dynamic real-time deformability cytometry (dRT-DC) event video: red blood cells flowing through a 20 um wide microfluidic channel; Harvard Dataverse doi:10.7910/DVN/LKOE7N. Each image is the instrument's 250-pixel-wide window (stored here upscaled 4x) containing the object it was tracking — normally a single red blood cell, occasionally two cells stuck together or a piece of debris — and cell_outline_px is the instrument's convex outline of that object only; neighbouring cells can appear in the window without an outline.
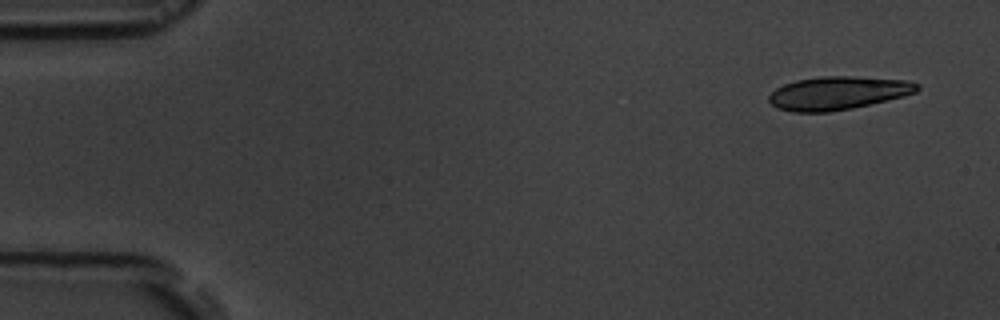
{"species": "common noctule bat (a hibernating species)", "species_latin": "Nyctalus noctula", "temperature_condition": "room temperature", "stored_images_in_passage": 6, "camera_frame_rate_fps": 3000, "um_per_image_px": 0.085, "animal": {"sex": "male", "body_mass_g": 19.5, "forearm_length_mm": 54.6}, "frame": {"image": 1, "passage_image": 1, "time_ms": 0.0, "image_size_px": [1000, 320], "cell_outline_px": [[920, 88], [916, 92], [904, 96], [852, 108], [828, 112], [792, 112], [776, 108], [768, 100], [768, 96], [776, 88], [784, 84], [796, 80], [820, 76], [852, 76], [908, 80], [920, 84]], "centroid_in_image_um": [71.22, 7.9], "position_along_channel_um": 13.8, "area_um2": 28.84}}